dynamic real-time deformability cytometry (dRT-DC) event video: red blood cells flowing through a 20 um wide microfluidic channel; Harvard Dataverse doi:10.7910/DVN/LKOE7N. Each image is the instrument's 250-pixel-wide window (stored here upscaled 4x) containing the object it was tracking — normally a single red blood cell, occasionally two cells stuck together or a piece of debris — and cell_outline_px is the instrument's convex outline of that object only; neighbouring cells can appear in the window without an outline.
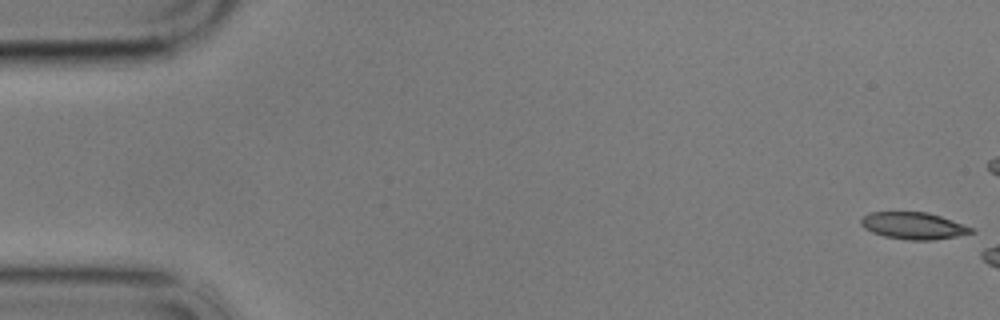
{"species": "common noctule bat (a hibernating species)", "species_latin": "Nyctalus noctula", "temperature_condition": "cold", "stored_images_in_passage": 7, "camera_frame_rate_fps": 3000, "um_per_image_px": 0.085, "animal": {"sex": "male", "body_mass_g": 17.9}, "frame": {"image": 1, "passage_image": 1, "time_ms": 0.0, "image_size_px": [1000, 320], "cell_outline_px": [[976, 232], [956, 236], [932, 240], [908, 240], [884, 236], [872, 232], [864, 228], [860, 224], [860, 220], [864, 216], [872, 212], [928, 212], [952, 220], [972, 228]], "centroid_in_image_um": [77.63, 19.19], "position_along_channel_um": 7.4, "area_um2": 17.17}}